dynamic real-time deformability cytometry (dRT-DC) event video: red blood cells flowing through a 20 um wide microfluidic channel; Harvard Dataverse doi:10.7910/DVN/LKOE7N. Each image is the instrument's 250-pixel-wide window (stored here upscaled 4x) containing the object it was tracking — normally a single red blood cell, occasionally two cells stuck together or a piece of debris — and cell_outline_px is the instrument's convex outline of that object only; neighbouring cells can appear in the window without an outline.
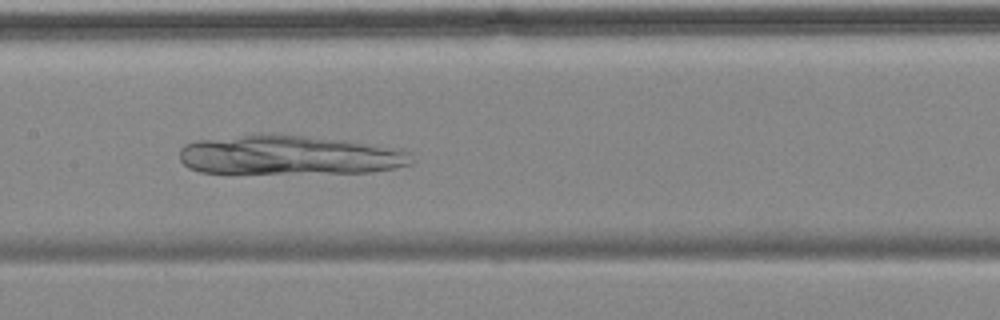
{"species": "common noctule bat (a hibernating species)", "species_latin": "Nyctalus noctula", "temperature_condition": "cold", "stored_images_in_passage": 12, "camera_frame_rate_fps": 3000, "um_per_image_px": 0.085, "animal": {"sex": "female", "body_mass_g": 18.4}, "frame": {"image": 1, "passage_image": 7, "time_ms": 8.0, "image_size_px": [1000, 320], "cell_outline_px": [[412, 164], [372, 172], [200, 172], [188, 168], [180, 160], [180, 148], [184, 144], [196, 140], [256, 132], [264, 132], [336, 140], [396, 148], [408, 152], [412, 160]], "centroid_in_image_um": [24.46, 13.16], "position_along_channel_um": 182.9, "area_um2": 52.71}}